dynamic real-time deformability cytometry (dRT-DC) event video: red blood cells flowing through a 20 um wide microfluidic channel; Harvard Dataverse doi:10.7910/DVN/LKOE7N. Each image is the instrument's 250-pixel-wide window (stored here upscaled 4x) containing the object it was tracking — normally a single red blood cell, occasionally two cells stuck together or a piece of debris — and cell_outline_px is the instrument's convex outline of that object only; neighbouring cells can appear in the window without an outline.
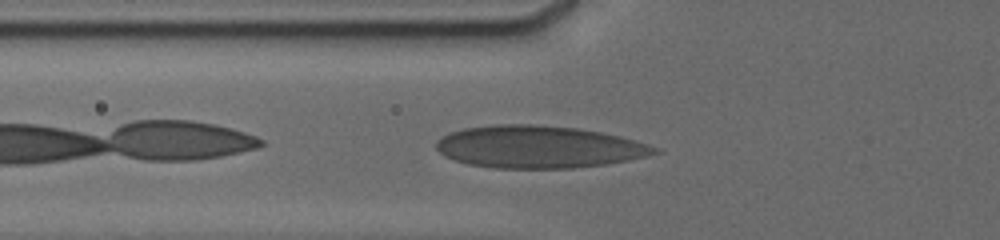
{"species": "human", "species_latin": "Homo sapiens", "temperature_condition": "cold", "stored_images_in_passage": 9, "camera_frame_rate_fps": 3000, "um_per_image_px": 0.085, "donor": {"sex": "male"}, "frame": {"image": 1, "passage_image": 8, "time_ms": 3.0, "image_size_px": [1000, 240], "cell_outline_px": [[660, 152], [648, 156], [628, 160], [604, 164], [572, 168], [492, 168], [468, 164], [452, 160], [444, 156], [436, 148], [436, 140], [448, 132], [464, 128], [496, 124], [536, 124], [580, 128], [620, 136], [648, 144], [656, 148]], "centroid_in_image_um": [45.74, 12.48], "position_along_channel_um": 80.1, "area_um2": 54.1}}